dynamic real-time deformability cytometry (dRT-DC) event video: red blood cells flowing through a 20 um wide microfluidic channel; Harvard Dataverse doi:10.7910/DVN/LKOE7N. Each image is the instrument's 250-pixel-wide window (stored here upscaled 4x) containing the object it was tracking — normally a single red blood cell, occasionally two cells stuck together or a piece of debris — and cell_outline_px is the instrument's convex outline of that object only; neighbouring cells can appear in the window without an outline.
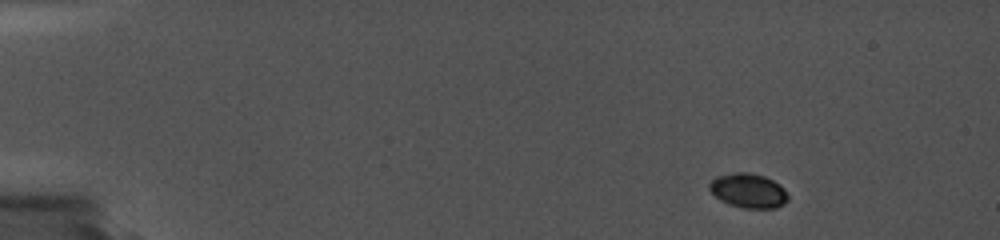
{"species": "common noctule bat (a hibernating species)", "species_latin": "Nyctalus noctula", "temperature_condition": "cold", "stored_images_in_passage": 5, "camera_frame_rate_fps": 5000, "um_per_image_px": 0.085, "animal": {"sex": "female", "body_mass_g": 19.0, "forearm_length_mm": 56.7}, "frame": {"image": 1, "passage_image": 1, "time_ms": 0.0, "image_size_px": [1000, 240], "cell_outline_px": [[788, 200], [784, 204], [776, 208], [744, 208], [728, 204], [720, 200], [708, 188], [708, 184], [716, 176], [736, 172], [748, 172], [764, 176], [780, 184], [784, 188], [788, 196]], "centroid_in_image_um": [63.61, 16.21], "position_along_channel_um": 21.4, "area_um2": 15.84}}
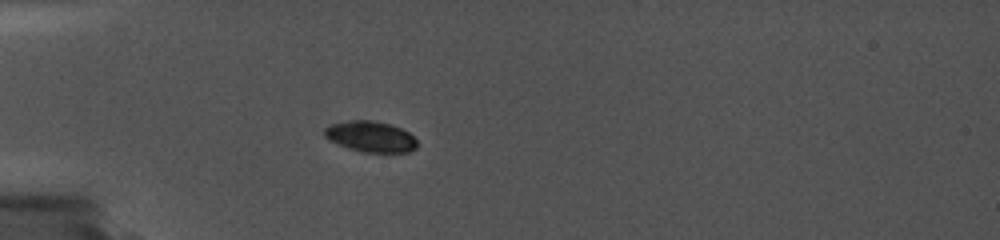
{"frame": {"image": 2, "passage_image": 4, "time_ms": 3.6, "image_size_px": [1000, 240], "cell_outline_px": [[416, 148], [408, 152], [364, 152], [348, 148], [328, 140], [324, 136], [324, 128], [332, 124], [352, 120], [372, 120], [392, 124], [408, 132], [416, 140]], "centroid_in_image_um": [31.48, 11.61], "position_along_channel_um": 53.5, "area_um2": 16.59}}